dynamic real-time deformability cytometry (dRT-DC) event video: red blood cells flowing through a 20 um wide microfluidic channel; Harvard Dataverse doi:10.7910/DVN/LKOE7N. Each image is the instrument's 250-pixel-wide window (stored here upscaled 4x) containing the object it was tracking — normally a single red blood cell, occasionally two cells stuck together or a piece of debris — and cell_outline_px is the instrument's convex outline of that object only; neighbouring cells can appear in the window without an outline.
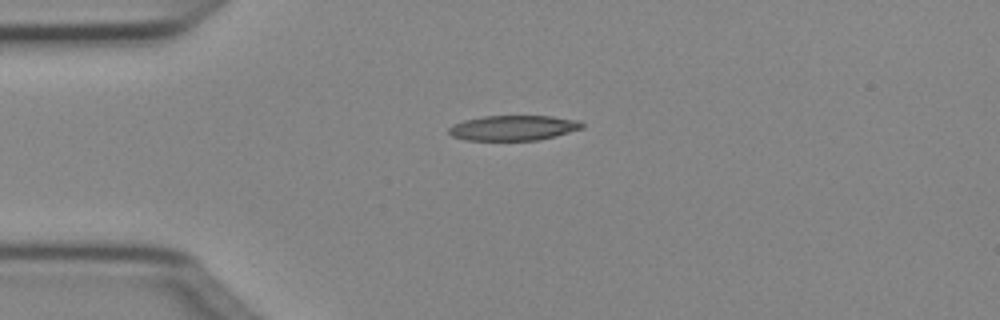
{"species": "Egyptian fruit bat (a non-hibernating species)", "species_latin": "Rousettus aegyptiacus", "temperature_condition": "cold", "stored_images_in_passage": 1, "camera_frame_rate_fps": 3000, "um_per_image_px": 0.085, "animal": {"sex": "female"}, "frame": {"image": 1, "passage_image": 1, "time_ms": 0.0, "image_size_px": [1000, 320], "cell_outline_px": [[584, 128], [556, 136], [536, 140], [468, 140], [452, 136], [448, 132], [448, 128], [452, 124], [464, 120], [484, 116], [552, 116], [580, 120], [584, 124]], "centroid_in_image_um": [43.66, 10.86], "position_along_channel_um": 41.3, "area_um2": 19.59}}